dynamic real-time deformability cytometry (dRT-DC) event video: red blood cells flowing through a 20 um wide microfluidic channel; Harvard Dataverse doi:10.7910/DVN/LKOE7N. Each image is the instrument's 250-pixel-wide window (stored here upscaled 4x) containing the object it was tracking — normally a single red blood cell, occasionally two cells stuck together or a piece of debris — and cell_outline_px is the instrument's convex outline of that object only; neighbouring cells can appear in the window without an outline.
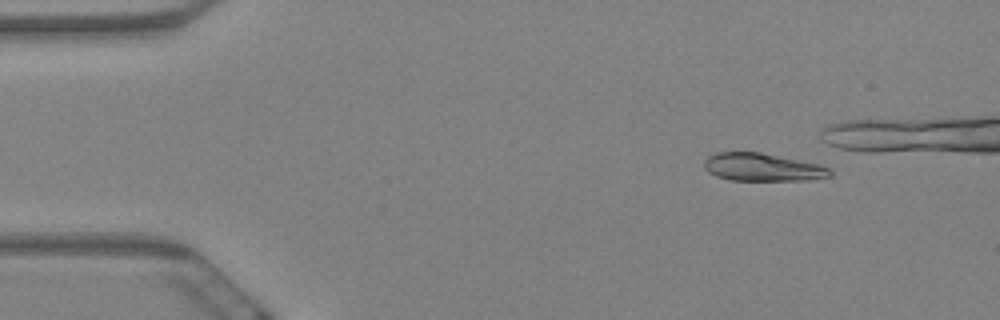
{"species": "Egyptian fruit bat (a non-hibernating species)", "species_latin": "Rousettus aegyptiacus", "temperature_condition": "warm", "stored_images_in_passage": 5, "camera_frame_rate_fps": 3000, "um_per_image_px": 0.085, "animal": {"sex": "female"}, "frame": {"image": 1, "passage_image": 2, "time_ms": 0.333, "image_size_px": [1000, 320], "cell_outline_px": [[832, 176], [808, 180], [728, 180], [716, 176], [708, 172], [704, 168], [704, 160], [708, 156], [716, 152], [760, 152], [820, 164], [828, 168], [832, 172]], "centroid_in_image_um": [64.79, 14.21], "position_along_channel_um": 20.2, "area_um2": 20.52}}